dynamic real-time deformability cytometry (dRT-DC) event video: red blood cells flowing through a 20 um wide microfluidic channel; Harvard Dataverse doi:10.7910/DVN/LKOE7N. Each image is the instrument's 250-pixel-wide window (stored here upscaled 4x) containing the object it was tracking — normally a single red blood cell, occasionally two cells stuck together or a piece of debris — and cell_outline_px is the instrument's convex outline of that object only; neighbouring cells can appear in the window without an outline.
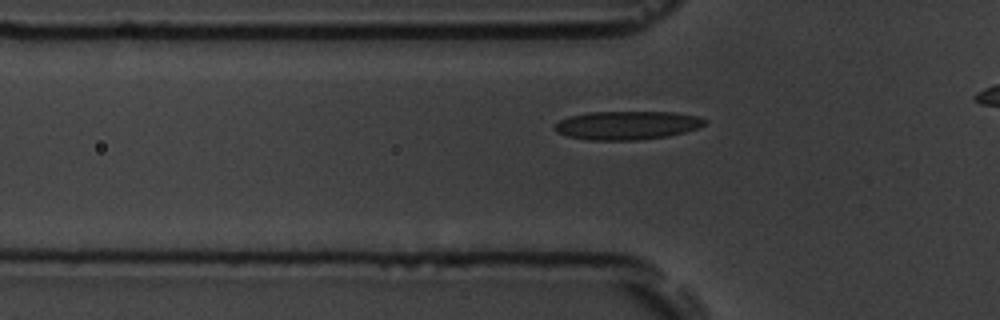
{"species": "common noctule bat (a hibernating species)", "species_latin": "Nyctalus noctula", "temperature_condition": "room temperature", "stored_images_in_passage": 42, "camera_frame_rate_fps": 3000, "um_per_image_px": 0.085, "animal": {"sex": "male", "body_mass_g": 19.5, "forearm_length_mm": 54.6}, "frame": {"image": 1, "passage_image": 14, "time_ms": 4.333, "image_size_px": [1000, 320], "cell_outline_px": [[708, 120], [704, 124], [696, 128], [684, 132], [668, 136], [636, 140], [588, 140], [568, 136], [556, 132], [556, 124], [560, 120], [568, 116], [588, 112], [676, 112], [700, 116]], "centroid_in_image_um": [53.32, 10.64], "position_along_channel_um": 72.5, "area_um2": 24.97}}
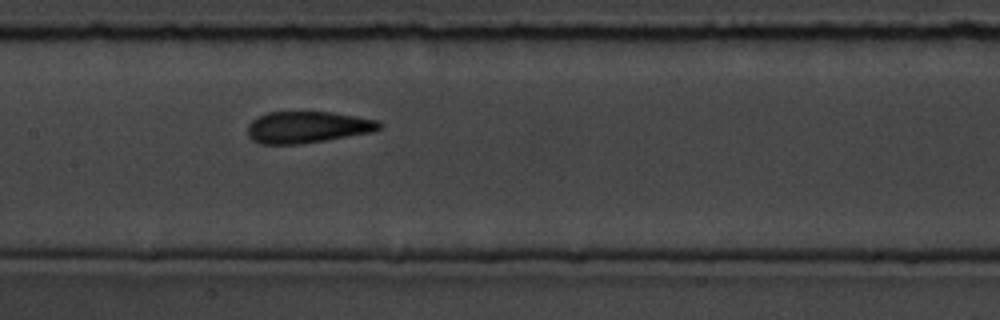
{"frame": {"image": 2, "passage_image": 23, "time_ms": 7.333, "image_size_px": [1000, 320], "cell_outline_px": [[384, 124], [380, 128], [372, 132], [300, 144], [260, 144], [252, 140], [248, 136], [248, 124], [256, 116], [268, 112], [332, 112], [380, 120]], "centroid_in_image_um": [26.13, 10.8], "position_along_channel_um": 181.3, "area_um2": 24.39}}
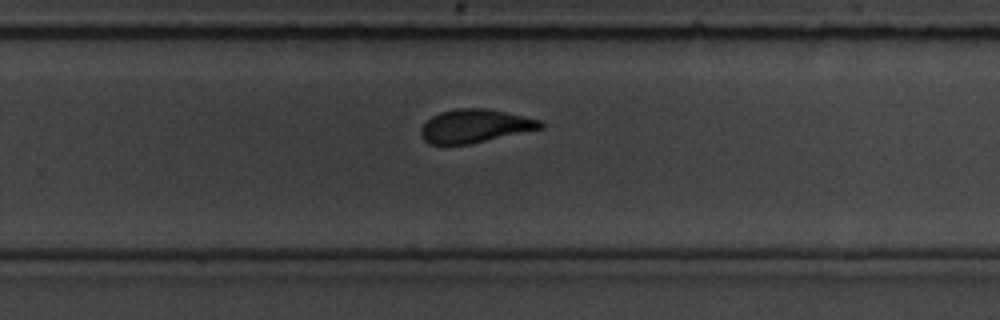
{"frame": {"image": 3, "passage_image": 32, "time_ms": 10.333, "image_size_px": [1000, 320], "cell_outline_px": [[544, 128], [468, 144], [428, 144], [420, 136], [420, 128], [432, 116], [440, 112], [460, 108], [484, 108], [504, 112], [540, 120], [544, 124]], "centroid_in_image_um": [40.34, 10.71], "position_along_channel_um": 289.5, "area_um2": 23.0}}